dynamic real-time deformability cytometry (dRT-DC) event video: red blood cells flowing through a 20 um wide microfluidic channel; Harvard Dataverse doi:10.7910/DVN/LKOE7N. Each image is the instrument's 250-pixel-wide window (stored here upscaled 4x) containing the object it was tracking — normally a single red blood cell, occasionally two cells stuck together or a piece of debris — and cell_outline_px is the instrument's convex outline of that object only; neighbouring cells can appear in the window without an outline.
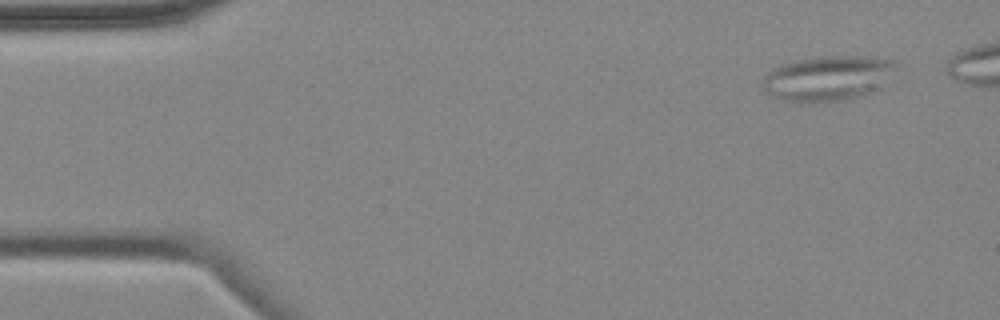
{"species": "common noctule bat (a hibernating species)", "species_latin": "Nyctalus noctula", "temperature_condition": "cold", "stored_images_in_passage": 4, "camera_frame_rate_fps": 3000, "um_per_image_px": 0.085, "animal": {"sex": "female", "body_mass_g": 18.4}, "frame": {"image": 1, "passage_image": 1, "time_ms": 0.0, "image_size_px": [1000, 320], "cell_outline_px": [[904, 64], [880, 88], [868, 96], [852, 100], [820, 104], [800, 104], [780, 100], [764, 92], [760, 88], [760, 84], [764, 76], [768, 72], [784, 64], [796, 60], [820, 56], [868, 56], [892, 60]], "centroid_in_image_um": [70.42, 6.7], "position_along_channel_um": 14.6, "area_um2": 36.93}}
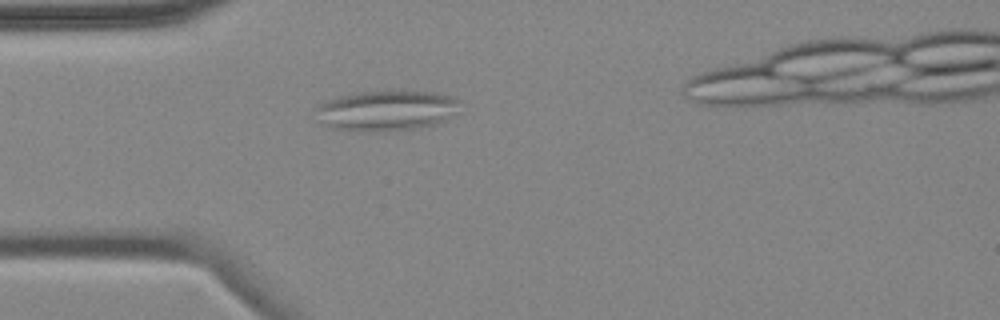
{"frame": {"image": 2, "passage_image": 4, "time_ms": 3.667, "image_size_px": [1000, 320], "cell_outline_px": [[460, 100], [456, 112], [448, 120], [420, 128], [384, 132], [360, 132], [328, 128], [312, 120], [316, 108], [320, 104], [328, 100], [340, 96], [356, 92], [392, 88], [436, 92], [452, 96]], "centroid_in_image_um": [32.79, 9.39], "position_along_channel_um": 52.2, "area_um2": 35.78}}